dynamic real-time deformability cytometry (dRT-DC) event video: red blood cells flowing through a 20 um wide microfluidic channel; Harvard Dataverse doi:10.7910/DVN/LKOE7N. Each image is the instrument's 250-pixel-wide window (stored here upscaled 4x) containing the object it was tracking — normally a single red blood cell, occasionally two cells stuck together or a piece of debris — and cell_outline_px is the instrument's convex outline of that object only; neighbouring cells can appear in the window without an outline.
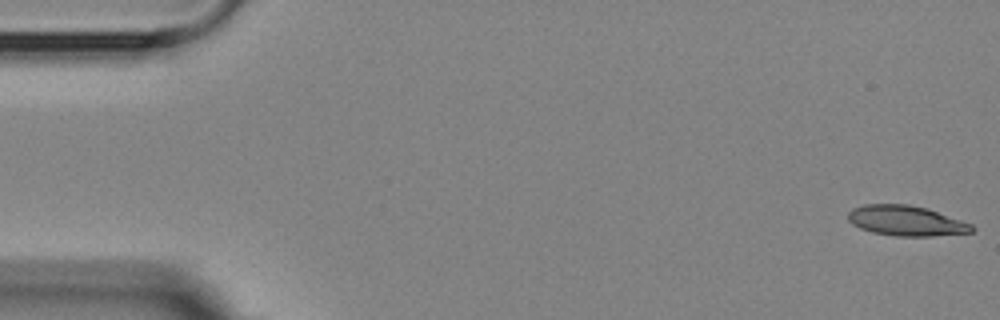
{"species": "Egyptian fruit bat (a non-hibernating species)", "species_latin": "Rousettus aegyptiacus", "temperature_condition": "room temperature", "stored_images_in_passage": 6, "camera_frame_rate_fps": 3000, "um_per_image_px": 0.085, "animal": {"sex": "female"}, "frame": {"image": 1, "passage_image": 1, "time_ms": 0.0, "image_size_px": [1000, 320], "cell_outline_px": [[976, 228], [972, 232], [932, 236], [896, 236], [872, 232], [860, 228], [852, 224], [848, 220], [848, 212], [852, 208], [864, 204], [908, 204], [928, 208], [972, 224]], "centroid_in_image_um": [77.02, 18.76], "position_along_channel_um": 8.0, "area_um2": 21.91}}
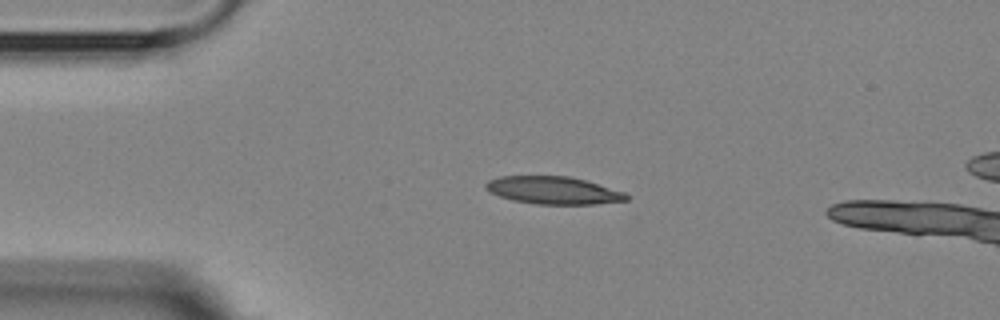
{"frame": {"image": 2, "passage_image": 4, "time_ms": 3.667, "image_size_px": [1000, 320], "cell_outline_px": [[632, 196], [628, 200], [596, 204], [536, 204], [512, 200], [500, 196], [484, 188], [484, 184], [488, 180], [500, 176], [568, 176], [584, 180], [624, 192]], "centroid_in_image_um": [47.03, 16.18], "position_along_channel_um": 38.0, "area_um2": 22.54}}